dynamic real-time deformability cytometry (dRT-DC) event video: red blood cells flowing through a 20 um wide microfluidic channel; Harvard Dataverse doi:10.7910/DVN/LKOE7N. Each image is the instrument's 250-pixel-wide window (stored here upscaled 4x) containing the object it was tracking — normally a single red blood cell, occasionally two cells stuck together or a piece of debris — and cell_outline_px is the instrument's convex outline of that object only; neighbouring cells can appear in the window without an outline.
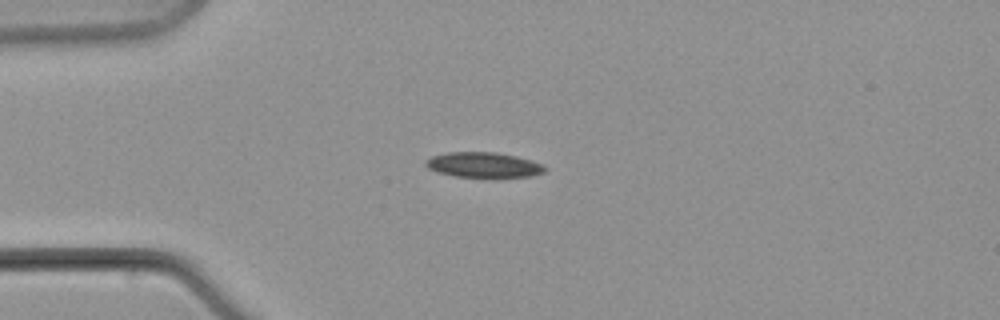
{"species": "common noctule bat (a hibernating species)", "species_latin": "Nyctalus noctula", "temperature_condition": "warm", "stored_images_in_passage": 7, "camera_frame_rate_fps": 3000, "um_per_image_px": 0.085, "animal": {"sex": "male", "body_mass_g": 21.5, "forearm_length_mm": 52.0}, "frame": {"image": 1, "passage_image": 6, "time_ms": 6.0, "image_size_px": [1000, 320], "cell_outline_px": [[548, 168], [544, 172], [528, 176], [496, 180], [492, 180], [456, 176], [436, 172], [428, 168], [424, 164], [424, 160], [432, 156], [448, 152], [496, 152], [516, 156], [544, 164]], "centroid_in_image_um": [41.12, 14.06], "position_along_channel_um": 43.9, "area_um2": 18.38}}